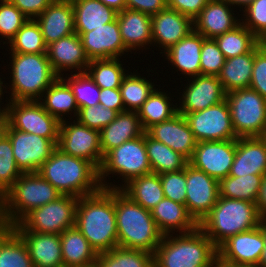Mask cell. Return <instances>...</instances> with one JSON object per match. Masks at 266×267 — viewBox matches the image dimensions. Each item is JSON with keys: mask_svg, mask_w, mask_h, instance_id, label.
Here are the masks:
<instances>
[{"mask_svg": "<svg viewBox=\"0 0 266 267\" xmlns=\"http://www.w3.org/2000/svg\"><path fill=\"white\" fill-rule=\"evenodd\" d=\"M63 265L84 267L96 263L98 254L76 226L60 234Z\"/></svg>", "mask_w": 266, "mask_h": 267, "instance_id": "cell-32", "label": "cell"}, {"mask_svg": "<svg viewBox=\"0 0 266 267\" xmlns=\"http://www.w3.org/2000/svg\"><path fill=\"white\" fill-rule=\"evenodd\" d=\"M6 136L11 141L16 164L23 173L38 172L58 144V140L25 133L12 128L9 124Z\"/></svg>", "mask_w": 266, "mask_h": 267, "instance_id": "cell-14", "label": "cell"}, {"mask_svg": "<svg viewBox=\"0 0 266 267\" xmlns=\"http://www.w3.org/2000/svg\"><path fill=\"white\" fill-rule=\"evenodd\" d=\"M231 7L222 0H209L193 20L194 30L205 38L213 39L233 30L241 23V16L237 10L234 11V8Z\"/></svg>", "mask_w": 266, "mask_h": 267, "instance_id": "cell-23", "label": "cell"}, {"mask_svg": "<svg viewBox=\"0 0 266 267\" xmlns=\"http://www.w3.org/2000/svg\"><path fill=\"white\" fill-rule=\"evenodd\" d=\"M204 39L202 34L193 30L160 57H163V60L167 61L166 64L171 65V69L178 75L186 76L187 79L201 75L200 56Z\"/></svg>", "mask_w": 266, "mask_h": 267, "instance_id": "cell-24", "label": "cell"}, {"mask_svg": "<svg viewBox=\"0 0 266 267\" xmlns=\"http://www.w3.org/2000/svg\"><path fill=\"white\" fill-rule=\"evenodd\" d=\"M183 92L177 98L178 113L185 115L204 110L226 99V92L221 81L214 75H198L185 79Z\"/></svg>", "mask_w": 266, "mask_h": 267, "instance_id": "cell-15", "label": "cell"}, {"mask_svg": "<svg viewBox=\"0 0 266 267\" xmlns=\"http://www.w3.org/2000/svg\"><path fill=\"white\" fill-rule=\"evenodd\" d=\"M27 20L28 18L9 0H0V45L5 44L7 47ZM4 39L6 41H3Z\"/></svg>", "mask_w": 266, "mask_h": 267, "instance_id": "cell-47", "label": "cell"}, {"mask_svg": "<svg viewBox=\"0 0 266 267\" xmlns=\"http://www.w3.org/2000/svg\"><path fill=\"white\" fill-rule=\"evenodd\" d=\"M74 9L75 32H89L117 18L113 8L100 0H71Z\"/></svg>", "mask_w": 266, "mask_h": 267, "instance_id": "cell-33", "label": "cell"}, {"mask_svg": "<svg viewBox=\"0 0 266 267\" xmlns=\"http://www.w3.org/2000/svg\"><path fill=\"white\" fill-rule=\"evenodd\" d=\"M264 175H228L219 181V196L256 203Z\"/></svg>", "mask_w": 266, "mask_h": 267, "instance_id": "cell-40", "label": "cell"}, {"mask_svg": "<svg viewBox=\"0 0 266 267\" xmlns=\"http://www.w3.org/2000/svg\"><path fill=\"white\" fill-rule=\"evenodd\" d=\"M217 247L198 227L189 233L163 235L153 254L155 267H209Z\"/></svg>", "mask_w": 266, "mask_h": 267, "instance_id": "cell-6", "label": "cell"}, {"mask_svg": "<svg viewBox=\"0 0 266 267\" xmlns=\"http://www.w3.org/2000/svg\"><path fill=\"white\" fill-rule=\"evenodd\" d=\"M8 124L19 131L49 140H59L60 121L50 115L39 101H7Z\"/></svg>", "mask_w": 266, "mask_h": 267, "instance_id": "cell-11", "label": "cell"}, {"mask_svg": "<svg viewBox=\"0 0 266 267\" xmlns=\"http://www.w3.org/2000/svg\"><path fill=\"white\" fill-rule=\"evenodd\" d=\"M209 0H167L168 8L194 20Z\"/></svg>", "mask_w": 266, "mask_h": 267, "instance_id": "cell-53", "label": "cell"}, {"mask_svg": "<svg viewBox=\"0 0 266 267\" xmlns=\"http://www.w3.org/2000/svg\"><path fill=\"white\" fill-rule=\"evenodd\" d=\"M236 153V139L197 142L189 164L220 181L229 175Z\"/></svg>", "mask_w": 266, "mask_h": 267, "instance_id": "cell-17", "label": "cell"}, {"mask_svg": "<svg viewBox=\"0 0 266 267\" xmlns=\"http://www.w3.org/2000/svg\"><path fill=\"white\" fill-rule=\"evenodd\" d=\"M164 196L172 201L185 205L186 199V167L176 172L160 174Z\"/></svg>", "mask_w": 266, "mask_h": 267, "instance_id": "cell-51", "label": "cell"}, {"mask_svg": "<svg viewBox=\"0 0 266 267\" xmlns=\"http://www.w3.org/2000/svg\"><path fill=\"white\" fill-rule=\"evenodd\" d=\"M167 7V0H126L125 9L140 11L153 16Z\"/></svg>", "mask_w": 266, "mask_h": 267, "instance_id": "cell-55", "label": "cell"}, {"mask_svg": "<svg viewBox=\"0 0 266 267\" xmlns=\"http://www.w3.org/2000/svg\"><path fill=\"white\" fill-rule=\"evenodd\" d=\"M145 145L152 173L163 174L185 169L189 160L145 132Z\"/></svg>", "mask_w": 266, "mask_h": 267, "instance_id": "cell-37", "label": "cell"}, {"mask_svg": "<svg viewBox=\"0 0 266 267\" xmlns=\"http://www.w3.org/2000/svg\"><path fill=\"white\" fill-rule=\"evenodd\" d=\"M61 121L57 148L64 154L91 162L98 170L103 162L100 131L90 129L76 119Z\"/></svg>", "mask_w": 266, "mask_h": 267, "instance_id": "cell-12", "label": "cell"}, {"mask_svg": "<svg viewBox=\"0 0 266 267\" xmlns=\"http://www.w3.org/2000/svg\"><path fill=\"white\" fill-rule=\"evenodd\" d=\"M115 214L118 247L154 254L163 234L159 231L150 210L132 201L120 189H115Z\"/></svg>", "mask_w": 266, "mask_h": 267, "instance_id": "cell-4", "label": "cell"}, {"mask_svg": "<svg viewBox=\"0 0 266 267\" xmlns=\"http://www.w3.org/2000/svg\"><path fill=\"white\" fill-rule=\"evenodd\" d=\"M120 58L90 60L87 73L102 89L120 88L123 78L129 72ZM124 65V66H123Z\"/></svg>", "mask_w": 266, "mask_h": 267, "instance_id": "cell-41", "label": "cell"}, {"mask_svg": "<svg viewBox=\"0 0 266 267\" xmlns=\"http://www.w3.org/2000/svg\"><path fill=\"white\" fill-rule=\"evenodd\" d=\"M9 83L5 84L8 101H39L45 90L59 77L47 53L9 52ZM7 84V85H6ZM9 96V97H8Z\"/></svg>", "mask_w": 266, "mask_h": 267, "instance_id": "cell-2", "label": "cell"}, {"mask_svg": "<svg viewBox=\"0 0 266 267\" xmlns=\"http://www.w3.org/2000/svg\"><path fill=\"white\" fill-rule=\"evenodd\" d=\"M256 205L261 218L266 219V174L263 177Z\"/></svg>", "mask_w": 266, "mask_h": 267, "instance_id": "cell-57", "label": "cell"}, {"mask_svg": "<svg viewBox=\"0 0 266 267\" xmlns=\"http://www.w3.org/2000/svg\"><path fill=\"white\" fill-rule=\"evenodd\" d=\"M22 173L16 164L11 141L5 135L0 140V198Z\"/></svg>", "mask_w": 266, "mask_h": 267, "instance_id": "cell-46", "label": "cell"}, {"mask_svg": "<svg viewBox=\"0 0 266 267\" xmlns=\"http://www.w3.org/2000/svg\"><path fill=\"white\" fill-rule=\"evenodd\" d=\"M265 245L260 225L230 236L218 248V257L235 266H258Z\"/></svg>", "mask_w": 266, "mask_h": 267, "instance_id": "cell-18", "label": "cell"}, {"mask_svg": "<svg viewBox=\"0 0 266 267\" xmlns=\"http://www.w3.org/2000/svg\"><path fill=\"white\" fill-rule=\"evenodd\" d=\"M214 39L225 59L249 53L259 43V39L242 23Z\"/></svg>", "mask_w": 266, "mask_h": 267, "instance_id": "cell-42", "label": "cell"}, {"mask_svg": "<svg viewBox=\"0 0 266 267\" xmlns=\"http://www.w3.org/2000/svg\"><path fill=\"white\" fill-rule=\"evenodd\" d=\"M28 19H36L54 0H9Z\"/></svg>", "mask_w": 266, "mask_h": 267, "instance_id": "cell-54", "label": "cell"}, {"mask_svg": "<svg viewBox=\"0 0 266 267\" xmlns=\"http://www.w3.org/2000/svg\"><path fill=\"white\" fill-rule=\"evenodd\" d=\"M38 173L61 194L75 197L88 196L102 187L99 170L88 160L64 154L56 148Z\"/></svg>", "mask_w": 266, "mask_h": 267, "instance_id": "cell-3", "label": "cell"}, {"mask_svg": "<svg viewBox=\"0 0 266 267\" xmlns=\"http://www.w3.org/2000/svg\"><path fill=\"white\" fill-rule=\"evenodd\" d=\"M240 15L241 23L259 40L266 34V0H254Z\"/></svg>", "mask_w": 266, "mask_h": 267, "instance_id": "cell-49", "label": "cell"}, {"mask_svg": "<svg viewBox=\"0 0 266 267\" xmlns=\"http://www.w3.org/2000/svg\"><path fill=\"white\" fill-rule=\"evenodd\" d=\"M0 267H34L25 242L11 227L0 226Z\"/></svg>", "mask_w": 266, "mask_h": 267, "instance_id": "cell-38", "label": "cell"}, {"mask_svg": "<svg viewBox=\"0 0 266 267\" xmlns=\"http://www.w3.org/2000/svg\"><path fill=\"white\" fill-rule=\"evenodd\" d=\"M261 220L256 203L219 196L198 227L218 248L230 236L256 228Z\"/></svg>", "mask_w": 266, "mask_h": 267, "instance_id": "cell-7", "label": "cell"}, {"mask_svg": "<svg viewBox=\"0 0 266 267\" xmlns=\"http://www.w3.org/2000/svg\"><path fill=\"white\" fill-rule=\"evenodd\" d=\"M81 38L89 60L122 58L130 52L124 47L117 18L89 32H75Z\"/></svg>", "mask_w": 266, "mask_h": 267, "instance_id": "cell-19", "label": "cell"}, {"mask_svg": "<svg viewBox=\"0 0 266 267\" xmlns=\"http://www.w3.org/2000/svg\"><path fill=\"white\" fill-rule=\"evenodd\" d=\"M259 43L261 45V48L266 51V34L259 40Z\"/></svg>", "mask_w": 266, "mask_h": 267, "instance_id": "cell-64", "label": "cell"}, {"mask_svg": "<svg viewBox=\"0 0 266 267\" xmlns=\"http://www.w3.org/2000/svg\"><path fill=\"white\" fill-rule=\"evenodd\" d=\"M159 87L161 88L159 85L158 88L154 89V91L149 95L148 99L137 111L144 131L155 124L172 118L178 113V102H176L177 99L173 100L174 98L172 97H175L173 92L172 94L171 92L168 94V90L163 91ZM172 101L176 103H173Z\"/></svg>", "mask_w": 266, "mask_h": 267, "instance_id": "cell-34", "label": "cell"}, {"mask_svg": "<svg viewBox=\"0 0 266 267\" xmlns=\"http://www.w3.org/2000/svg\"><path fill=\"white\" fill-rule=\"evenodd\" d=\"M8 117L6 112H0V140L6 135Z\"/></svg>", "mask_w": 266, "mask_h": 267, "instance_id": "cell-61", "label": "cell"}, {"mask_svg": "<svg viewBox=\"0 0 266 267\" xmlns=\"http://www.w3.org/2000/svg\"><path fill=\"white\" fill-rule=\"evenodd\" d=\"M225 62V57L213 38H205L201 48V75L217 76Z\"/></svg>", "mask_w": 266, "mask_h": 267, "instance_id": "cell-50", "label": "cell"}, {"mask_svg": "<svg viewBox=\"0 0 266 267\" xmlns=\"http://www.w3.org/2000/svg\"><path fill=\"white\" fill-rule=\"evenodd\" d=\"M99 104L114 111H125L123 99L119 88L102 89L100 88Z\"/></svg>", "mask_w": 266, "mask_h": 267, "instance_id": "cell-56", "label": "cell"}, {"mask_svg": "<svg viewBox=\"0 0 266 267\" xmlns=\"http://www.w3.org/2000/svg\"><path fill=\"white\" fill-rule=\"evenodd\" d=\"M260 138L264 141L265 145H266V126L263 130V133L261 134Z\"/></svg>", "mask_w": 266, "mask_h": 267, "instance_id": "cell-65", "label": "cell"}, {"mask_svg": "<svg viewBox=\"0 0 266 267\" xmlns=\"http://www.w3.org/2000/svg\"><path fill=\"white\" fill-rule=\"evenodd\" d=\"M61 78L69 85L79 108L99 104L100 87L87 72L66 73Z\"/></svg>", "mask_w": 266, "mask_h": 267, "instance_id": "cell-45", "label": "cell"}, {"mask_svg": "<svg viewBox=\"0 0 266 267\" xmlns=\"http://www.w3.org/2000/svg\"><path fill=\"white\" fill-rule=\"evenodd\" d=\"M39 102L43 108L60 122L76 119L79 107L69 85L58 77L43 93ZM73 114V116H72Z\"/></svg>", "mask_w": 266, "mask_h": 267, "instance_id": "cell-31", "label": "cell"}, {"mask_svg": "<svg viewBox=\"0 0 266 267\" xmlns=\"http://www.w3.org/2000/svg\"><path fill=\"white\" fill-rule=\"evenodd\" d=\"M150 212L163 235L189 233L198 228L186 206L169 198L164 197Z\"/></svg>", "mask_w": 266, "mask_h": 267, "instance_id": "cell-29", "label": "cell"}, {"mask_svg": "<svg viewBox=\"0 0 266 267\" xmlns=\"http://www.w3.org/2000/svg\"><path fill=\"white\" fill-rule=\"evenodd\" d=\"M0 76H2V75L0 74ZM3 78H4V80H3ZM3 78L0 77V112H6V107H7V103L3 102L4 101V94L6 93L4 83L7 81H5V77H3ZM4 103H5V105H3Z\"/></svg>", "mask_w": 266, "mask_h": 267, "instance_id": "cell-62", "label": "cell"}, {"mask_svg": "<svg viewBox=\"0 0 266 267\" xmlns=\"http://www.w3.org/2000/svg\"><path fill=\"white\" fill-rule=\"evenodd\" d=\"M144 209H153L165 196L160 175L150 173L130 180L120 189Z\"/></svg>", "mask_w": 266, "mask_h": 267, "instance_id": "cell-36", "label": "cell"}, {"mask_svg": "<svg viewBox=\"0 0 266 267\" xmlns=\"http://www.w3.org/2000/svg\"><path fill=\"white\" fill-rule=\"evenodd\" d=\"M117 20L124 47L132 54L152 46L151 16L140 11L124 9L117 13ZM138 49V50H137ZM133 50V51H132Z\"/></svg>", "mask_w": 266, "mask_h": 267, "instance_id": "cell-26", "label": "cell"}, {"mask_svg": "<svg viewBox=\"0 0 266 267\" xmlns=\"http://www.w3.org/2000/svg\"><path fill=\"white\" fill-rule=\"evenodd\" d=\"M117 115V111L98 104L79 108L76 120L90 129L101 131L105 126L110 124Z\"/></svg>", "mask_w": 266, "mask_h": 267, "instance_id": "cell-48", "label": "cell"}, {"mask_svg": "<svg viewBox=\"0 0 266 267\" xmlns=\"http://www.w3.org/2000/svg\"><path fill=\"white\" fill-rule=\"evenodd\" d=\"M99 267H153V254L135 249L113 248L97 256Z\"/></svg>", "mask_w": 266, "mask_h": 267, "instance_id": "cell-43", "label": "cell"}, {"mask_svg": "<svg viewBox=\"0 0 266 267\" xmlns=\"http://www.w3.org/2000/svg\"><path fill=\"white\" fill-rule=\"evenodd\" d=\"M75 226L97 254L118 247L115 189L101 188L78 198Z\"/></svg>", "mask_w": 266, "mask_h": 267, "instance_id": "cell-1", "label": "cell"}, {"mask_svg": "<svg viewBox=\"0 0 266 267\" xmlns=\"http://www.w3.org/2000/svg\"><path fill=\"white\" fill-rule=\"evenodd\" d=\"M145 133L137 112H119L117 117L100 131V145L103 157L124 142Z\"/></svg>", "mask_w": 266, "mask_h": 267, "instance_id": "cell-30", "label": "cell"}, {"mask_svg": "<svg viewBox=\"0 0 266 267\" xmlns=\"http://www.w3.org/2000/svg\"><path fill=\"white\" fill-rule=\"evenodd\" d=\"M35 20L41 28L47 46L75 33L71 0H54Z\"/></svg>", "mask_w": 266, "mask_h": 267, "instance_id": "cell-27", "label": "cell"}, {"mask_svg": "<svg viewBox=\"0 0 266 267\" xmlns=\"http://www.w3.org/2000/svg\"><path fill=\"white\" fill-rule=\"evenodd\" d=\"M211 267H235V265L226 263L222 261L219 257H217L212 263Z\"/></svg>", "mask_w": 266, "mask_h": 267, "instance_id": "cell-63", "label": "cell"}, {"mask_svg": "<svg viewBox=\"0 0 266 267\" xmlns=\"http://www.w3.org/2000/svg\"><path fill=\"white\" fill-rule=\"evenodd\" d=\"M197 142L237 139L228 103L223 100L204 110L184 115Z\"/></svg>", "mask_w": 266, "mask_h": 267, "instance_id": "cell-13", "label": "cell"}, {"mask_svg": "<svg viewBox=\"0 0 266 267\" xmlns=\"http://www.w3.org/2000/svg\"><path fill=\"white\" fill-rule=\"evenodd\" d=\"M235 267H258V266H235Z\"/></svg>", "mask_w": 266, "mask_h": 267, "instance_id": "cell-67", "label": "cell"}, {"mask_svg": "<svg viewBox=\"0 0 266 267\" xmlns=\"http://www.w3.org/2000/svg\"><path fill=\"white\" fill-rule=\"evenodd\" d=\"M260 228L263 231V235L265 238V245H264L263 253H262L261 259L259 261L258 267H266V219L261 220Z\"/></svg>", "mask_w": 266, "mask_h": 267, "instance_id": "cell-60", "label": "cell"}, {"mask_svg": "<svg viewBox=\"0 0 266 267\" xmlns=\"http://www.w3.org/2000/svg\"><path fill=\"white\" fill-rule=\"evenodd\" d=\"M7 46L8 52L22 54L47 53V45L43 39L41 28L35 19H28Z\"/></svg>", "mask_w": 266, "mask_h": 267, "instance_id": "cell-44", "label": "cell"}, {"mask_svg": "<svg viewBox=\"0 0 266 267\" xmlns=\"http://www.w3.org/2000/svg\"><path fill=\"white\" fill-rule=\"evenodd\" d=\"M226 101L236 136L260 137L266 126V99L249 87L226 93Z\"/></svg>", "mask_w": 266, "mask_h": 267, "instance_id": "cell-9", "label": "cell"}, {"mask_svg": "<svg viewBox=\"0 0 266 267\" xmlns=\"http://www.w3.org/2000/svg\"><path fill=\"white\" fill-rule=\"evenodd\" d=\"M226 2L228 5L232 6V8L239 10L238 12L241 13L244 11L254 0H222Z\"/></svg>", "mask_w": 266, "mask_h": 267, "instance_id": "cell-58", "label": "cell"}, {"mask_svg": "<svg viewBox=\"0 0 266 267\" xmlns=\"http://www.w3.org/2000/svg\"><path fill=\"white\" fill-rule=\"evenodd\" d=\"M219 197V181L189 163L186 165L185 206L199 224Z\"/></svg>", "mask_w": 266, "mask_h": 267, "instance_id": "cell-16", "label": "cell"}, {"mask_svg": "<svg viewBox=\"0 0 266 267\" xmlns=\"http://www.w3.org/2000/svg\"><path fill=\"white\" fill-rule=\"evenodd\" d=\"M62 195L38 172L22 173L0 198V226L11 227L31 210Z\"/></svg>", "mask_w": 266, "mask_h": 267, "instance_id": "cell-5", "label": "cell"}, {"mask_svg": "<svg viewBox=\"0 0 266 267\" xmlns=\"http://www.w3.org/2000/svg\"><path fill=\"white\" fill-rule=\"evenodd\" d=\"M105 6L113 8L116 12H120L126 7V0H100Z\"/></svg>", "mask_w": 266, "mask_h": 267, "instance_id": "cell-59", "label": "cell"}, {"mask_svg": "<svg viewBox=\"0 0 266 267\" xmlns=\"http://www.w3.org/2000/svg\"><path fill=\"white\" fill-rule=\"evenodd\" d=\"M78 197L62 195L57 200L35 208L17 224L29 232L61 234L75 226Z\"/></svg>", "mask_w": 266, "mask_h": 267, "instance_id": "cell-10", "label": "cell"}, {"mask_svg": "<svg viewBox=\"0 0 266 267\" xmlns=\"http://www.w3.org/2000/svg\"><path fill=\"white\" fill-rule=\"evenodd\" d=\"M254 57L255 47L249 53L225 59L217 77L226 93L250 87Z\"/></svg>", "mask_w": 266, "mask_h": 267, "instance_id": "cell-35", "label": "cell"}, {"mask_svg": "<svg viewBox=\"0 0 266 267\" xmlns=\"http://www.w3.org/2000/svg\"><path fill=\"white\" fill-rule=\"evenodd\" d=\"M47 55L53 70L59 77L66 72H86L90 63L81 38L76 33L49 44L47 46Z\"/></svg>", "mask_w": 266, "mask_h": 267, "instance_id": "cell-20", "label": "cell"}, {"mask_svg": "<svg viewBox=\"0 0 266 267\" xmlns=\"http://www.w3.org/2000/svg\"><path fill=\"white\" fill-rule=\"evenodd\" d=\"M11 228L25 242L34 267L63 266L60 234L24 231L18 224Z\"/></svg>", "mask_w": 266, "mask_h": 267, "instance_id": "cell-25", "label": "cell"}, {"mask_svg": "<svg viewBox=\"0 0 266 267\" xmlns=\"http://www.w3.org/2000/svg\"><path fill=\"white\" fill-rule=\"evenodd\" d=\"M250 88L266 99V51L261 48L260 43L255 46Z\"/></svg>", "mask_w": 266, "mask_h": 267, "instance_id": "cell-52", "label": "cell"}, {"mask_svg": "<svg viewBox=\"0 0 266 267\" xmlns=\"http://www.w3.org/2000/svg\"><path fill=\"white\" fill-rule=\"evenodd\" d=\"M266 174V145L260 137L236 139V153L229 175L241 177Z\"/></svg>", "mask_w": 266, "mask_h": 267, "instance_id": "cell-28", "label": "cell"}, {"mask_svg": "<svg viewBox=\"0 0 266 267\" xmlns=\"http://www.w3.org/2000/svg\"><path fill=\"white\" fill-rule=\"evenodd\" d=\"M84 267H99V266L97 265V263H94V264H91V265H88V266H84Z\"/></svg>", "mask_w": 266, "mask_h": 267, "instance_id": "cell-66", "label": "cell"}, {"mask_svg": "<svg viewBox=\"0 0 266 267\" xmlns=\"http://www.w3.org/2000/svg\"><path fill=\"white\" fill-rule=\"evenodd\" d=\"M150 173H152V169L148 160L144 133L140 137L128 140L113 148L104 156L99 169V182L101 187L105 189H121L130 180ZM111 174L113 176H110ZM115 176L117 179H121L118 180V184L115 182L113 184L107 180V177L110 179L111 177L115 178Z\"/></svg>", "mask_w": 266, "mask_h": 267, "instance_id": "cell-8", "label": "cell"}, {"mask_svg": "<svg viewBox=\"0 0 266 267\" xmlns=\"http://www.w3.org/2000/svg\"><path fill=\"white\" fill-rule=\"evenodd\" d=\"M145 132L151 138L179 152L188 160L192 157L197 145L185 116L180 113L166 121L151 126Z\"/></svg>", "mask_w": 266, "mask_h": 267, "instance_id": "cell-22", "label": "cell"}, {"mask_svg": "<svg viewBox=\"0 0 266 267\" xmlns=\"http://www.w3.org/2000/svg\"><path fill=\"white\" fill-rule=\"evenodd\" d=\"M151 19L152 46L159 48L160 55L194 30L191 18L168 7Z\"/></svg>", "mask_w": 266, "mask_h": 267, "instance_id": "cell-21", "label": "cell"}, {"mask_svg": "<svg viewBox=\"0 0 266 267\" xmlns=\"http://www.w3.org/2000/svg\"><path fill=\"white\" fill-rule=\"evenodd\" d=\"M130 71L127 73V75L123 78L121 86L119 88L125 111H134L137 112L142 104L148 99L149 95L154 91L156 88L155 86H158L157 84H154V81L152 82L144 75L141 76V73H138L136 71H133V73ZM150 80V81H149Z\"/></svg>", "mask_w": 266, "mask_h": 267, "instance_id": "cell-39", "label": "cell"}]
</instances>
